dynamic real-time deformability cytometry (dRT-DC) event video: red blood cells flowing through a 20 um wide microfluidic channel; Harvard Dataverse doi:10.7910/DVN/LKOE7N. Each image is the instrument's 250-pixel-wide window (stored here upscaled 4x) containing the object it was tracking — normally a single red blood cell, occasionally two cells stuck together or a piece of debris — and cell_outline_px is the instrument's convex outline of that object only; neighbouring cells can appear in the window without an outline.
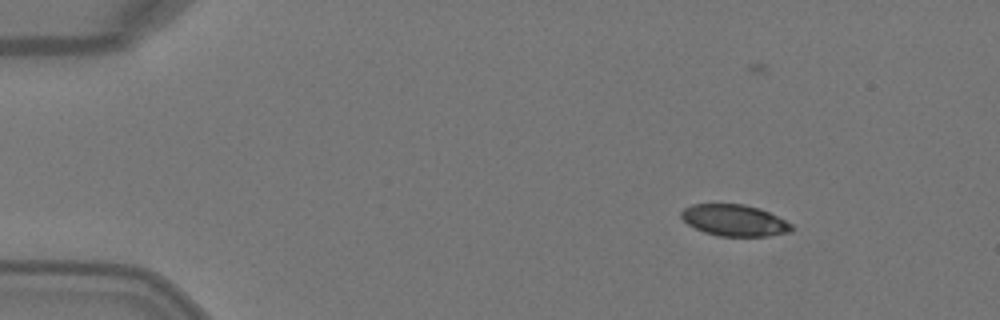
{"species": "Egyptian fruit bat (a non-hibernating species)", "species_latin": "Rousettus aegyptiacus", "temperature_condition": "warm", "stored_images_in_passage": 4, "camera_frame_rate_fps": 3000, "um_per_image_px": 0.085, "animal": {"sex": "female"}, "frame": {"image": 1, "passage_image": 1, "time_ms": 0.0, "image_size_px": [1000, 320], "cell_outline_px": [[792, 232], [768, 236], [720, 236], [704, 232], [688, 224], [680, 216], [680, 212], [684, 208], [692, 204], [744, 204], [760, 208], [792, 224]], "centroid_in_image_um": [62.42, 18.73], "position_along_channel_um": 22.6, "area_um2": 20.17}}
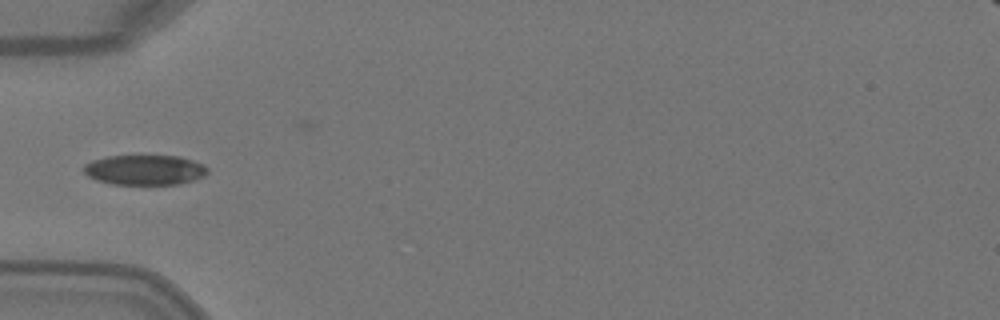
{"frame": {"image": 2, "passage_image": 4, "time_ms": 1.0, "image_size_px": [1000, 320], "cell_outline_px": [[208, 172], [204, 176], [192, 180], [176, 184], [112, 184], [96, 180], [88, 176], [84, 172], [84, 164], [92, 160], [108, 156], [180, 156], [204, 164], [208, 168]], "centroid_in_image_um": [12.3, 14.44], "position_along_channel_um": 72.7, "area_um2": 21.62}}